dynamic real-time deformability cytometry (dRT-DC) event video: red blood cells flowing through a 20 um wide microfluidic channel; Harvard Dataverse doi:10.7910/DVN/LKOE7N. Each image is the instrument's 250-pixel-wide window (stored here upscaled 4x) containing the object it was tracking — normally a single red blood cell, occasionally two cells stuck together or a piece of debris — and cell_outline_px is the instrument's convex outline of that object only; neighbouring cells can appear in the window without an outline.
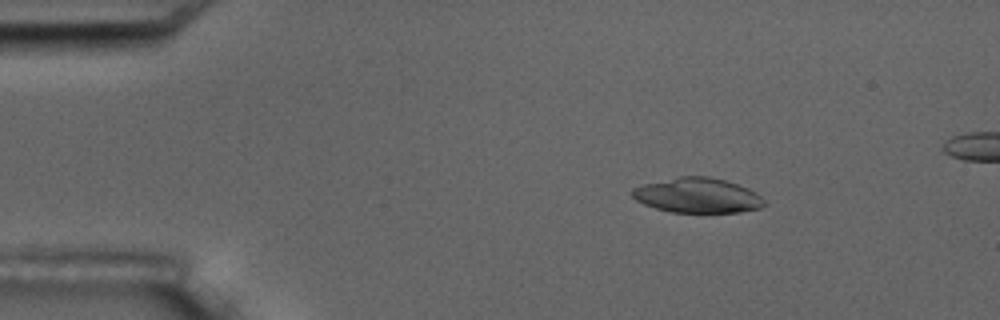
{"species": "common noctule bat (a hibernating species)", "species_latin": "Nyctalus noctula", "temperature_condition": "room temperature", "stored_images_in_passage": 6, "camera_frame_rate_fps": 3000, "um_per_image_px": 0.085, "animal": {"sex": "male", "body_mass_g": 17.5, "forearm_length_mm": 52.3}, "frame": {"image": 1, "passage_image": 3, "time_ms": 2.333, "image_size_px": [1000, 320], "cell_outline_px": [[764, 204], [760, 208], [740, 212], [672, 212], [656, 208], [644, 204], [636, 200], [632, 196], [632, 188], [644, 184], [680, 176], [708, 176], [724, 180], [748, 188], [756, 192], [764, 200]], "centroid_in_image_um": [59.29, 16.61], "position_along_channel_um": 25.7, "area_um2": 26.65}}